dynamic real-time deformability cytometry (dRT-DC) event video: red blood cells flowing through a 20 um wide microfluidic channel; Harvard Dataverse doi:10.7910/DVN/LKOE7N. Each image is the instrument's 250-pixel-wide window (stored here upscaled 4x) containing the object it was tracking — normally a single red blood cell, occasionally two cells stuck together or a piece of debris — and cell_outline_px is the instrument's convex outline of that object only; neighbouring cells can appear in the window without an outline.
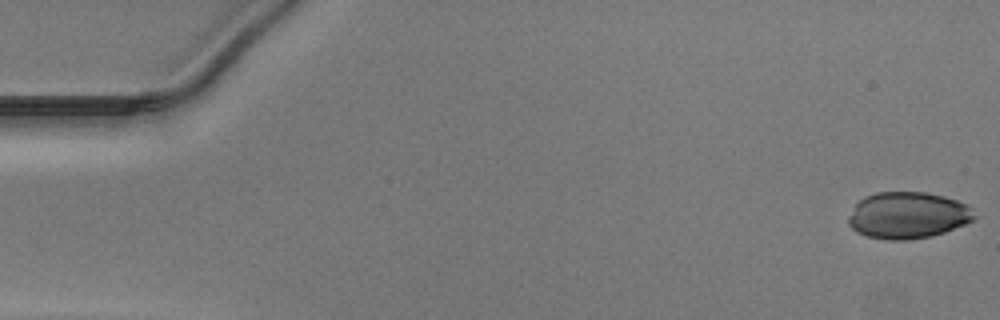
{"species": "Egyptian fruit bat (a non-hibernating species)", "species_latin": "Rousettus aegyptiacus", "temperature_condition": "warm", "stored_images_in_passage": 50, "camera_frame_rate_fps": 3000, "um_per_image_px": 0.085, "animal": {"sex": "male"}, "frame": {"image": 1, "passage_image": 1, "time_ms": 0.0, "image_size_px": [1000, 320], "cell_outline_px": [[976, 216], [972, 220], [964, 224], [944, 232], [932, 236], [908, 240], [888, 240], [868, 236], [856, 232], [848, 224], [848, 216], [856, 204], [864, 196], [876, 192], [924, 192], [944, 196], [968, 204], [972, 208]], "centroid_in_image_um": [77.15, 18.3], "position_along_channel_um": 7.8, "area_um2": 34.28}}
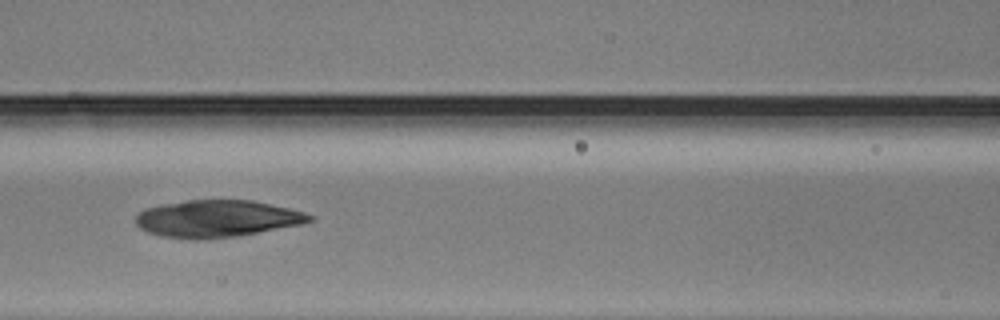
{"frame": {"image": 2, "passage_image": 22, "time_ms": 7.0, "image_size_px": [1000, 320], "cell_outline_px": [[312, 220], [304, 224], [236, 236], [204, 240], [192, 240], [160, 236], [148, 232], [140, 228], [136, 224], [136, 216], [144, 208], [160, 204], [188, 200], [252, 200], [288, 208], [304, 212], [312, 216]], "centroid_in_image_um": [18.41, 18.59], "position_along_channel_um": 148.2, "area_um2": 37.69}}
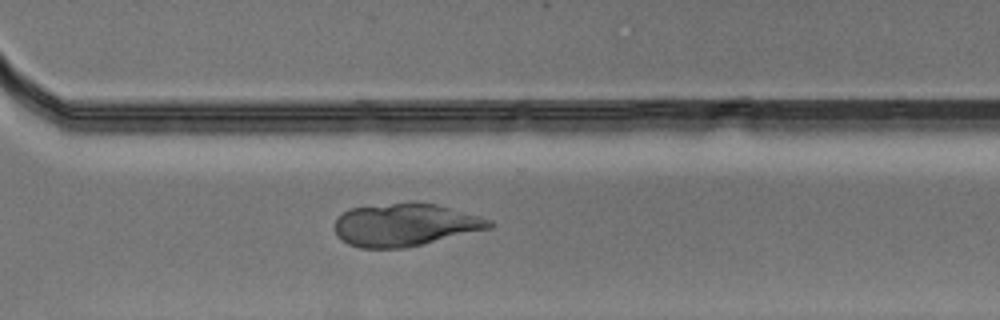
{"frame": {"image": 3, "passage_image": 36, "time_ms": 11.667, "image_size_px": [1000, 320], "cell_outline_px": [[496, 224], [492, 228], [404, 248], [360, 248], [348, 244], [340, 240], [336, 236], [336, 220], [348, 208], [392, 204], [436, 204], [492, 220]], "centroid_in_image_um": [34.43, 19.14], "position_along_channel_um": 336.2, "area_um2": 37.8}}